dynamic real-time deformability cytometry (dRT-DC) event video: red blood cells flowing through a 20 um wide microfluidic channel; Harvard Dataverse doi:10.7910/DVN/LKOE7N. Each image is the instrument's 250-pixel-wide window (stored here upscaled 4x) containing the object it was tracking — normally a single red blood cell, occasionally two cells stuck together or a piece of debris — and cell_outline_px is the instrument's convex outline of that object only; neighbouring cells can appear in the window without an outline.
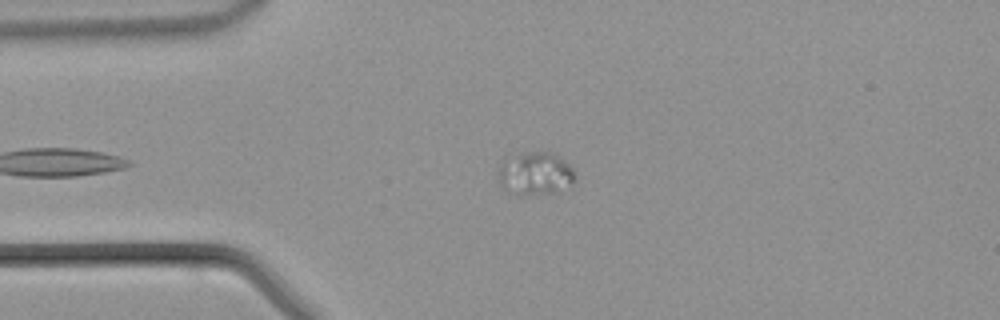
{"species": "common noctule bat (a hibernating species)", "species_latin": "Nyctalus noctula", "temperature_condition": "warm", "stored_images_in_passage": 41, "camera_frame_rate_fps": 3000, "um_per_image_px": 0.085, "animal": {"sex": "male", "body_mass_g": 21.5, "forearm_length_mm": 52.0}, "frame": {"image": 1, "passage_image": 6, "time_ms": 1.667, "image_size_px": [1000, 320], "cell_outline_px": [[576, 176], [572, 188], [556, 192], [524, 196], [516, 196], [508, 192], [500, 184], [496, 172], [500, 160], [504, 156], [528, 152], [552, 152], [568, 164], [572, 168]], "centroid_in_image_um": [45.45, 14.77], "position_along_channel_um": 39.6, "area_um2": 20.17}}
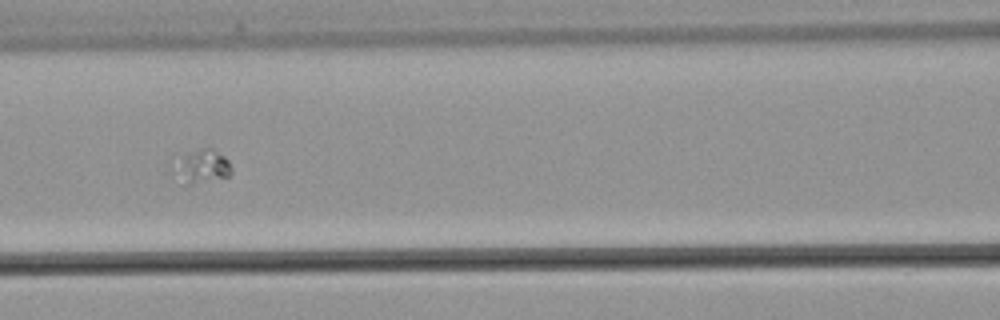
{"frame": {"image": 2, "passage_image": 15, "time_ms": 4.667, "image_size_px": [1000, 320], "cell_outline_px": [[232, 172], [228, 176], [188, 184], [172, 172], [168, 160], [172, 156], [208, 144], [224, 156], [228, 160], [232, 168]], "centroid_in_image_um": [17.01, 14.02], "position_along_channel_um": 149.6, "area_um2": 12.2}}
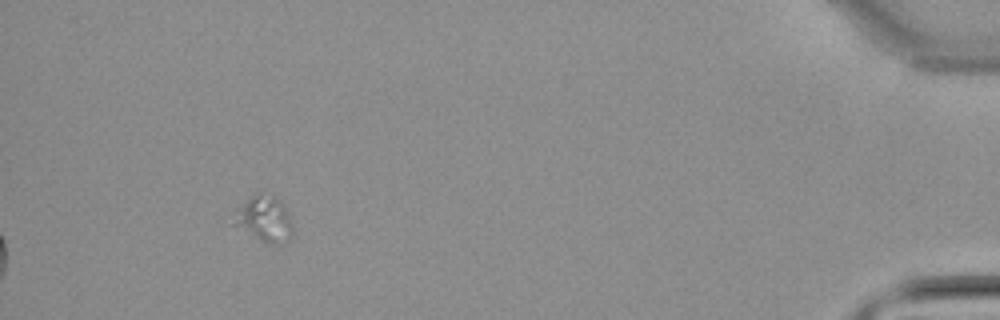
{"frame": {"image": 3, "passage_image": 38, "time_ms": 12.333, "image_size_px": [1000, 320], "cell_outline_px": [[292, 236], [288, 240], [280, 244], [268, 244], [260, 240], [232, 224], [240, 208], [248, 196], [252, 192], [260, 192], [276, 200], [284, 208], [292, 224]], "centroid_in_image_um": [22.46, 18.64], "position_along_channel_um": 412.7, "area_um2": 15.14}}